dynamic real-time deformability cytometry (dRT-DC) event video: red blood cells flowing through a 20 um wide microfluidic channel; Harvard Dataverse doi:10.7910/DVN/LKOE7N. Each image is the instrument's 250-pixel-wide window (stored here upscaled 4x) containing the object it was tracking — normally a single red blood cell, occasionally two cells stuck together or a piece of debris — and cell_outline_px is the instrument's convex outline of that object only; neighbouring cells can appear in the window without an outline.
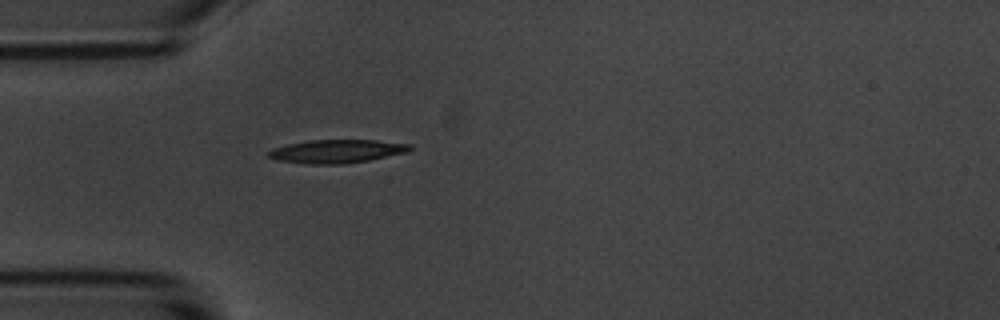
{"species": "common noctule bat (a hibernating species)", "species_latin": "Nyctalus noctula", "temperature_condition": "room temperature", "stored_images_in_passage": 36, "camera_frame_rate_fps": 3000, "um_per_image_px": 0.085, "animal": {"sex": "male", "body_mass_g": 20.1, "forearm_length_mm": 53.5}, "frame": {"image": 1, "passage_image": 1, "time_ms": 0.0, "image_size_px": [1000, 320], "cell_outline_px": [[412, 148], [408, 152], [368, 160], [344, 164], [308, 164], [276, 160], [268, 156], [268, 152], [272, 148], [288, 144], [308, 140], [376, 140], [412, 144]], "centroid_in_image_um": [28.63, 12.86], "position_along_channel_um": 56.4, "area_um2": 19.31}}
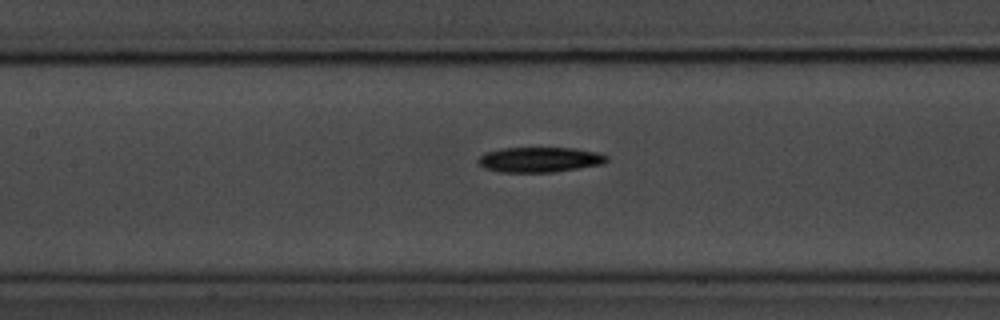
{"frame": {"image": 2, "passage_image": 10, "time_ms": 3.0, "image_size_px": [1000, 320], "cell_outline_px": [[608, 160], [604, 164], [552, 172], [500, 172], [484, 168], [476, 160], [484, 152], [500, 148], [576, 148], [600, 152], [608, 156]], "centroid_in_image_um": [45.88, 13.56], "position_along_channel_um": 161.5, "area_um2": 19.02}}
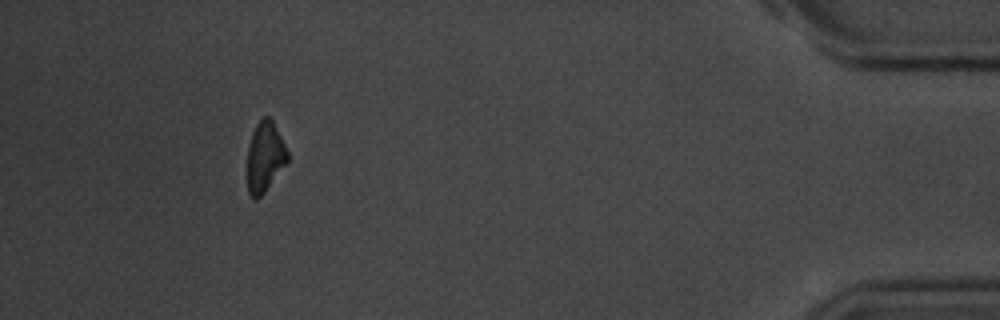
{"frame": {"image": 3, "passage_image": 36, "time_ms": 11.667, "image_size_px": [1000, 320], "cell_outline_px": [[288, 160], [264, 192], [256, 200], [248, 192], [244, 176], [248, 144], [252, 132], [256, 124], [264, 116], [268, 116], [272, 120], [288, 152]], "centroid_in_image_um": [22.44, 13.36], "position_along_channel_um": 412.8, "area_um2": 16.76}, "authors_computed_cell_mechanics": {"area_um2": 18.3804, "velocity_mm_per_s": 3.6281, "shape_relaxation_time_tau1_ms": 3.6523, "shape_relaxation_time_tau2_ms": null, "deformation_change_tau1": 0.1479, "deformation_change_tau2": null}}